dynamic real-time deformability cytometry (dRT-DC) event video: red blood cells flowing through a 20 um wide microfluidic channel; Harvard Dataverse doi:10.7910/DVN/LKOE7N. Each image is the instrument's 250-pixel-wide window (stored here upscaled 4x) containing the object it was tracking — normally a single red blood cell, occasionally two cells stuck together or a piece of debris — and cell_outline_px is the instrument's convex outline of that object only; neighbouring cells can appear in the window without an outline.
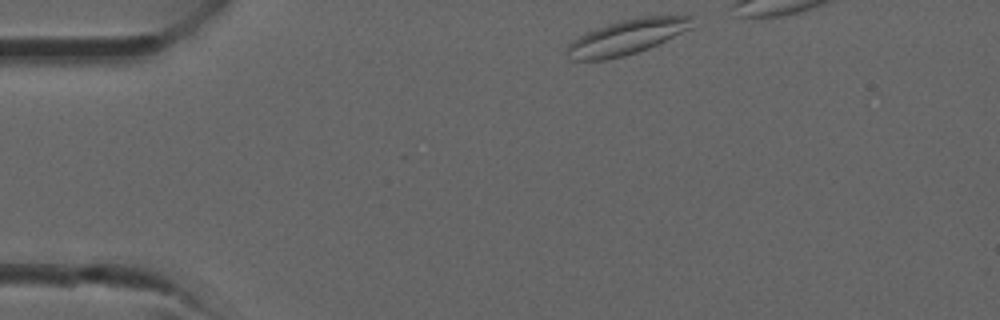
{"species": "common noctule bat (a hibernating species)", "species_latin": "Nyctalus noctula", "temperature_condition": "room temperature", "stored_images_in_passage": 11, "camera_frame_rate_fps": 3000, "um_per_image_px": 0.085, "animal": {"sex": "male", "forearm_length_mm": 52.5}, "frame": {"image": 1, "passage_image": 1, "time_ms": 0.0, "image_size_px": [1000, 320], "cell_outline_px": [[696, 16], [692, 28], [648, 48], [624, 56], [604, 60], [568, 60], [564, 52], [568, 44], [572, 40], [588, 32], [608, 24], [640, 16]], "centroid_in_image_um": [53.27, 3.15], "position_along_channel_um": 31.7, "area_um2": 25.43}}
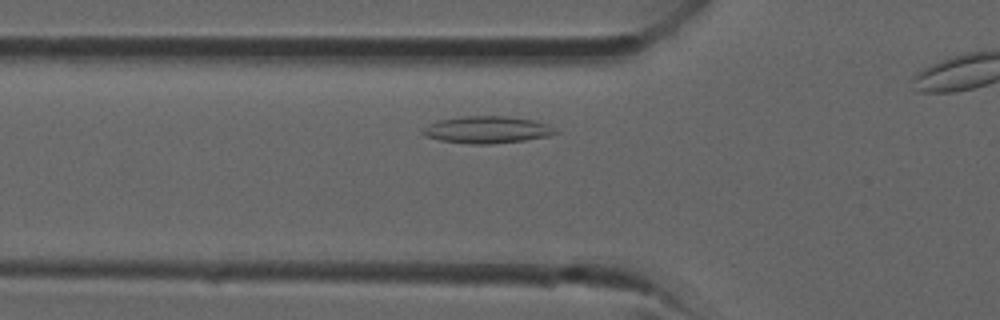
{"frame": {"image": 2, "passage_image": 7, "time_ms": 2.0, "image_size_px": [1000, 320], "cell_outline_px": [[560, 132], [548, 136], [524, 140], [492, 144], [472, 144], [440, 140], [428, 136], [420, 132], [420, 128], [436, 120], [464, 116], [504, 116], [536, 120], [548, 124]], "centroid_in_image_um": [41.39, 11.02], "position_along_channel_um": 84.4, "area_um2": 21.04}}
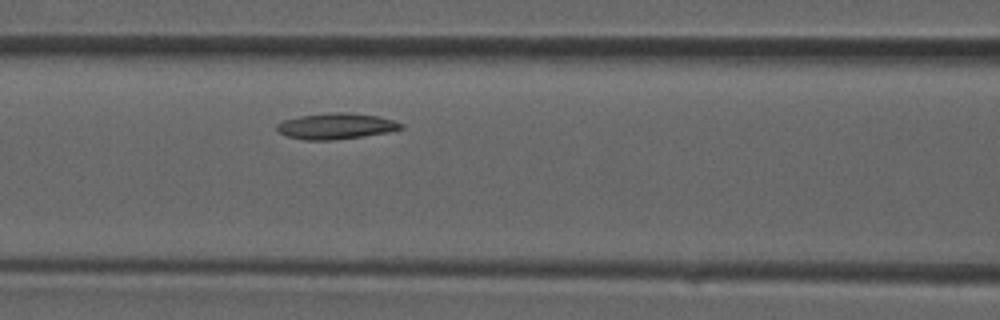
{"frame": {"image": 3, "passage_image": 10, "time_ms": 3.0, "image_size_px": [1000, 320], "cell_outline_px": [[404, 128], [388, 132], [364, 136], [332, 140], [304, 140], [288, 136], [280, 132], [276, 128], [276, 124], [284, 120], [300, 116], [328, 112], [348, 112], [376, 116], [392, 120], [404, 124]], "centroid_in_image_um": [28.57, 10.72], "position_along_channel_um": 138.0, "area_um2": 18.73}}